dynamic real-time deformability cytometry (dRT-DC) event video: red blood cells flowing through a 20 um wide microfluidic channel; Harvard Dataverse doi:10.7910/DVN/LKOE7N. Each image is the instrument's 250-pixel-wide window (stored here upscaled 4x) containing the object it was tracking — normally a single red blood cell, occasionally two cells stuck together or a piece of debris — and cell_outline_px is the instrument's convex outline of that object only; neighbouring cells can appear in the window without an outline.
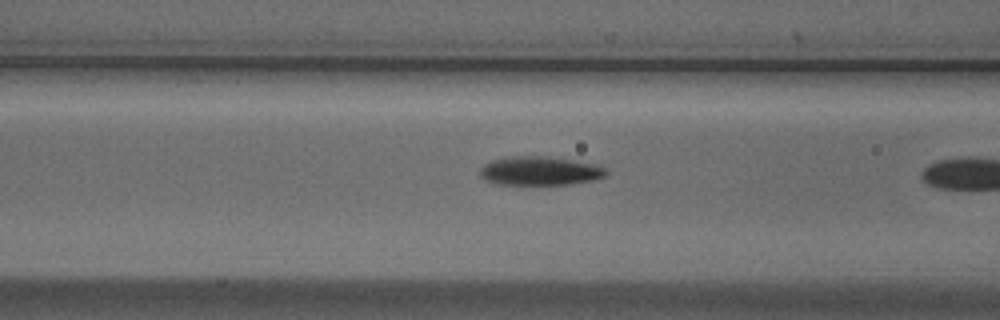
{"species": "Egyptian fruit bat (a non-hibernating species)", "species_latin": "Rousettus aegyptiacus", "temperature_condition": "cold", "stored_images_in_passage": 9, "camera_frame_rate_fps": 3000, "um_per_image_px": 0.085, "animal": {"sex": "male"}, "frame": {"image": 1, "passage_image": 8, "time_ms": 2.333, "image_size_px": [1000, 320], "cell_outline_px": [[608, 172], [604, 176], [596, 180], [568, 184], [500, 184], [484, 180], [480, 176], [480, 168], [484, 164], [492, 160], [508, 156], [548, 156], [596, 164], [604, 168]], "centroid_in_image_um": [45.88, 14.52], "position_along_channel_um": 120.7, "area_um2": 21.21}}